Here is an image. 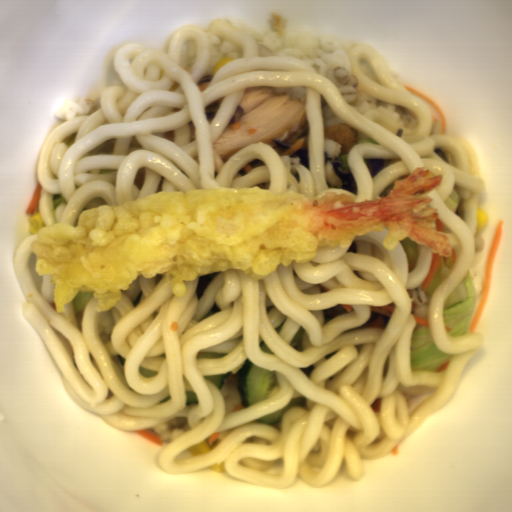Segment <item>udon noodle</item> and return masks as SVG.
<instances>
[{
	"instance_id": "1",
	"label": "udon noodle",
	"mask_w": 512,
	"mask_h": 512,
	"mask_svg": "<svg viewBox=\"0 0 512 512\" xmlns=\"http://www.w3.org/2000/svg\"><path fill=\"white\" fill-rule=\"evenodd\" d=\"M167 51L138 42L117 48L112 64L124 85L106 86L99 108L54 125L37 158L42 223L75 228L80 212L157 192L252 188L303 194L342 189L353 202L386 196L417 168L443 176L426 208L425 225L448 237L452 254L411 238L385 247L387 230L355 236L351 245L318 242L313 260L279 264L262 277L228 270L184 281L137 277L107 311L95 292L54 306L51 275H38L29 235L12 265L24 296L21 315L40 335L79 406L122 431L145 430L176 416L189 430L157 456L163 470L186 473L223 463L251 485L289 488L328 484L345 469L362 479V457H383L422 422L447 406L483 335H450L447 298L472 267L478 203L487 186L469 141L431 134L432 111L393 74L371 43L347 52L367 96L411 111L418 126L371 109L361 114L335 82L305 61L273 54L252 31L215 17L209 29L181 25ZM304 86L310 169L300 157L249 142L224 165L212 142L225 130L246 87ZM321 95L347 124L379 143L348 153L357 195L328 187ZM457 259L431 296L428 327L446 371H411L416 326L406 289L427 277L433 255ZM396 307L383 328H360L371 305ZM356 310L324 326L325 309ZM249 359L275 370L267 398L225 414L221 393L204 377L232 374Z\"/></svg>"
}]
</instances>
